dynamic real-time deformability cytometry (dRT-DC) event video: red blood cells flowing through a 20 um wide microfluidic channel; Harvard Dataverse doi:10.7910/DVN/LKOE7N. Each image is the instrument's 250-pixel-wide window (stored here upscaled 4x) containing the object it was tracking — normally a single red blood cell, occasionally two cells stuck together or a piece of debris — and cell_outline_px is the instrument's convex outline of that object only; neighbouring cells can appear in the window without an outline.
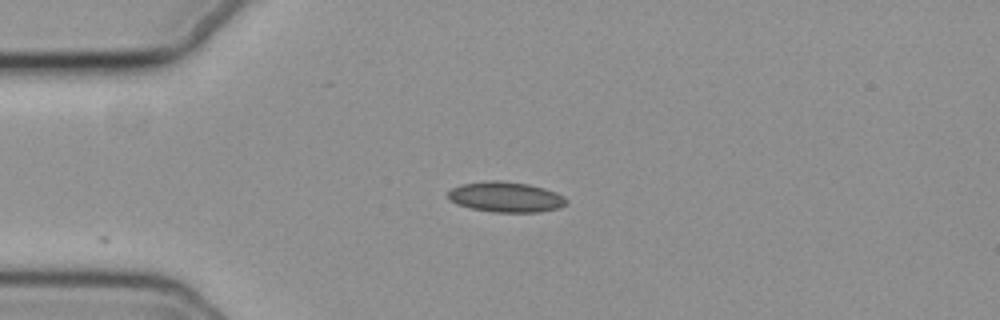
{"species": "common noctule bat (a hibernating species)", "species_latin": "Nyctalus noctula", "temperature_condition": "cold", "stored_images_in_passage": 5, "camera_frame_rate_fps": 3000, "um_per_image_px": 0.085, "animal": {"sex": "female", "body_mass_g": 19.3, "forearm_length_mm": 54.1}, "frame": {"image": 1, "passage_image": 1, "time_ms": 0.0, "image_size_px": [1000, 320], "cell_outline_px": [[568, 204], [560, 208], [540, 212], [492, 212], [472, 208], [456, 204], [448, 200], [448, 192], [452, 188], [460, 184], [488, 180], [500, 180], [528, 184], [544, 188], [556, 192], [564, 196], [568, 200]], "centroid_in_image_um": [43.01, 16.74], "position_along_channel_um": 42.0, "area_um2": 21.21}}